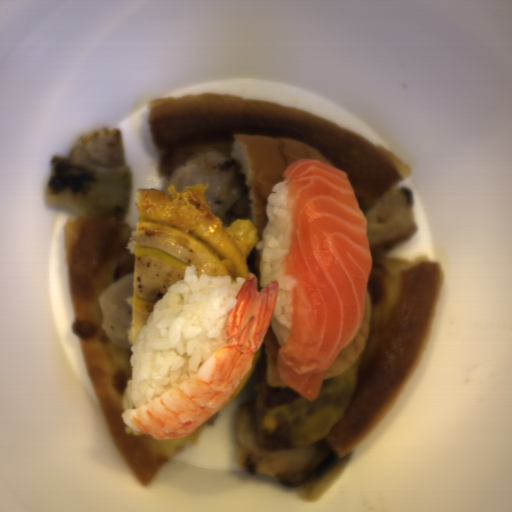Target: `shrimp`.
I'll return each instance as SVG.
<instances>
[{"instance_id": "obj_1", "label": "shrimp", "mask_w": 512, "mask_h": 512, "mask_svg": "<svg viewBox=\"0 0 512 512\" xmlns=\"http://www.w3.org/2000/svg\"><path fill=\"white\" fill-rule=\"evenodd\" d=\"M279 281L258 292V278L247 274L227 318V343L187 380L120 416L128 427L156 440L185 438L221 409L249 371L271 325Z\"/></svg>"}]
</instances>
